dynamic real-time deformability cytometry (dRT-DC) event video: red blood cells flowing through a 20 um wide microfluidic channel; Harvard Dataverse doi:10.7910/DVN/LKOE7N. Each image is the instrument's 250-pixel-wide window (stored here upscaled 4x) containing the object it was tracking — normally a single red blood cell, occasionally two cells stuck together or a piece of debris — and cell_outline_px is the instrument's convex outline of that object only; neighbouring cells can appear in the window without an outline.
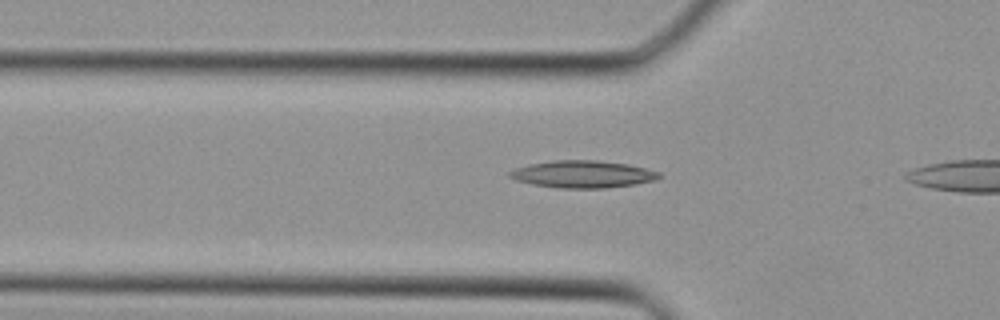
{"species": "Egyptian fruit bat (a non-hibernating species)", "species_latin": "Rousettus aegyptiacus", "temperature_condition": "cold", "stored_images_in_passage": 4, "camera_frame_rate_fps": 3000, "um_per_image_px": 0.085, "animal": {"sex": "female"}, "frame": {"image": 1, "passage_image": 2, "time_ms": 0.333, "image_size_px": [1000, 320], "cell_outline_px": [[660, 176], [656, 180], [636, 184], [608, 188], [556, 188], [532, 184], [516, 180], [508, 176], [508, 172], [516, 168], [528, 164], [552, 160], [596, 160], [628, 164], [660, 172]], "centroid_in_image_um": [49.52, 14.81], "position_along_channel_um": 76.3, "area_um2": 23.81}}